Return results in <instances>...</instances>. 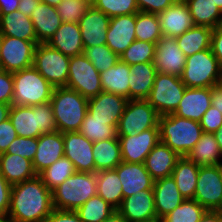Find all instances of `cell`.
Returning a JSON list of instances; mask_svg holds the SVG:
<instances>
[{"label":"cell","mask_w":222,"mask_h":222,"mask_svg":"<svg viewBox=\"0 0 222 222\" xmlns=\"http://www.w3.org/2000/svg\"><path fill=\"white\" fill-rule=\"evenodd\" d=\"M53 209L52 191L38 175L12 185L7 214L12 222H44Z\"/></svg>","instance_id":"obj_1"},{"label":"cell","mask_w":222,"mask_h":222,"mask_svg":"<svg viewBox=\"0 0 222 222\" xmlns=\"http://www.w3.org/2000/svg\"><path fill=\"white\" fill-rule=\"evenodd\" d=\"M50 104L57 131L78 132L87 113L88 99L68 87H54Z\"/></svg>","instance_id":"obj_2"},{"label":"cell","mask_w":222,"mask_h":222,"mask_svg":"<svg viewBox=\"0 0 222 222\" xmlns=\"http://www.w3.org/2000/svg\"><path fill=\"white\" fill-rule=\"evenodd\" d=\"M160 141L180 157L186 156L203 134L199 122L179 117L174 113L159 116Z\"/></svg>","instance_id":"obj_3"},{"label":"cell","mask_w":222,"mask_h":222,"mask_svg":"<svg viewBox=\"0 0 222 222\" xmlns=\"http://www.w3.org/2000/svg\"><path fill=\"white\" fill-rule=\"evenodd\" d=\"M9 119L17 136L38 138L41 134L57 131L50 102L34 106L12 105Z\"/></svg>","instance_id":"obj_4"},{"label":"cell","mask_w":222,"mask_h":222,"mask_svg":"<svg viewBox=\"0 0 222 222\" xmlns=\"http://www.w3.org/2000/svg\"><path fill=\"white\" fill-rule=\"evenodd\" d=\"M97 194L96 173L75 172L52 190L54 209L76 211Z\"/></svg>","instance_id":"obj_5"},{"label":"cell","mask_w":222,"mask_h":222,"mask_svg":"<svg viewBox=\"0 0 222 222\" xmlns=\"http://www.w3.org/2000/svg\"><path fill=\"white\" fill-rule=\"evenodd\" d=\"M12 105L34 106L48 103L54 87L33 67L13 72Z\"/></svg>","instance_id":"obj_6"},{"label":"cell","mask_w":222,"mask_h":222,"mask_svg":"<svg viewBox=\"0 0 222 222\" xmlns=\"http://www.w3.org/2000/svg\"><path fill=\"white\" fill-rule=\"evenodd\" d=\"M181 79L187 88H212L222 83V71L211 48L187 57Z\"/></svg>","instance_id":"obj_7"},{"label":"cell","mask_w":222,"mask_h":222,"mask_svg":"<svg viewBox=\"0 0 222 222\" xmlns=\"http://www.w3.org/2000/svg\"><path fill=\"white\" fill-rule=\"evenodd\" d=\"M186 86L182 79L157 72L153 87L146 99L159 116L172 114L183 98Z\"/></svg>","instance_id":"obj_8"},{"label":"cell","mask_w":222,"mask_h":222,"mask_svg":"<svg viewBox=\"0 0 222 222\" xmlns=\"http://www.w3.org/2000/svg\"><path fill=\"white\" fill-rule=\"evenodd\" d=\"M70 57L47 43H38L35 47L33 67L53 86H66L68 81Z\"/></svg>","instance_id":"obj_9"},{"label":"cell","mask_w":222,"mask_h":222,"mask_svg":"<svg viewBox=\"0 0 222 222\" xmlns=\"http://www.w3.org/2000/svg\"><path fill=\"white\" fill-rule=\"evenodd\" d=\"M158 120V113L146 99L128 100L117 125V136H129L150 128H159Z\"/></svg>","instance_id":"obj_10"},{"label":"cell","mask_w":222,"mask_h":222,"mask_svg":"<svg viewBox=\"0 0 222 222\" xmlns=\"http://www.w3.org/2000/svg\"><path fill=\"white\" fill-rule=\"evenodd\" d=\"M65 87L77 91L87 99L103 91L100 73L83 53L70 57L68 81Z\"/></svg>","instance_id":"obj_11"},{"label":"cell","mask_w":222,"mask_h":222,"mask_svg":"<svg viewBox=\"0 0 222 222\" xmlns=\"http://www.w3.org/2000/svg\"><path fill=\"white\" fill-rule=\"evenodd\" d=\"M38 43L1 35L0 69L13 73L31 67Z\"/></svg>","instance_id":"obj_12"},{"label":"cell","mask_w":222,"mask_h":222,"mask_svg":"<svg viewBox=\"0 0 222 222\" xmlns=\"http://www.w3.org/2000/svg\"><path fill=\"white\" fill-rule=\"evenodd\" d=\"M195 201L206 210L222 208V165L199 166Z\"/></svg>","instance_id":"obj_13"},{"label":"cell","mask_w":222,"mask_h":222,"mask_svg":"<svg viewBox=\"0 0 222 222\" xmlns=\"http://www.w3.org/2000/svg\"><path fill=\"white\" fill-rule=\"evenodd\" d=\"M123 162L144 163L146 156L160 141L159 128H150L139 134L117 136Z\"/></svg>","instance_id":"obj_14"},{"label":"cell","mask_w":222,"mask_h":222,"mask_svg":"<svg viewBox=\"0 0 222 222\" xmlns=\"http://www.w3.org/2000/svg\"><path fill=\"white\" fill-rule=\"evenodd\" d=\"M186 59L175 38L162 36L156 44L153 64L157 72L181 78Z\"/></svg>","instance_id":"obj_15"},{"label":"cell","mask_w":222,"mask_h":222,"mask_svg":"<svg viewBox=\"0 0 222 222\" xmlns=\"http://www.w3.org/2000/svg\"><path fill=\"white\" fill-rule=\"evenodd\" d=\"M64 156L73 164L77 172H95L93 142L79 132L63 133Z\"/></svg>","instance_id":"obj_16"},{"label":"cell","mask_w":222,"mask_h":222,"mask_svg":"<svg viewBox=\"0 0 222 222\" xmlns=\"http://www.w3.org/2000/svg\"><path fill=\"white\" fill-rule=\"evenodd\" d=\"M128 99L113 93L102 91L88 99L87 113L93 119L107 122V125H118Z\"/></svg>","instance_id":"obj_17"},{"label":"cell","mask_w":222,"mask_h":222,"mask_svg":"<svg viewBox=\"0 0 222 222\" xmlns=\"http://www.w3.org/2000/svg\"><path fill=\"white\" fill-rule=\"evenodd\" d=\"M117 211L128 222H151L158 220L153 189L142 190L137 194L123 198Z\"/></svg>","instance_id":"obj_18"},{"label":"cell","mask_w":222,"mask_h":222,"mask_svg":"<svg viewBox=\"0 0 222 222\" xmlns=\"http://www.w3.org/2000/svg\"><path fill=\"white\" fill-rule=\"evenodd\" d=\"M136 14L110 18L106 45L119 57L136 40Z\"/></svg>","instance_id":"obj_19"},{"label":"cell","mask_w":222,"mask_h":222,"mask_svg":"<svg viewBox=\"0 0 222 222\" xmlns=\"http://www.w3.org/2000/svg\"><path fill=\"white\" fill-rule=\"evenodd\" d=\"M109 23V16L90 6L79 21L84 48L106 44Z\"/></svg>","instance_id":"obj_20"},{"label":"cell","mask_w":222,"mask_h":222,"mask_svg":"<svg viewBox=\"0 0 222 222\" xmlns=\"http://www.w3.org/2000/svg\"><path fill=\"white\" fill-rule=\"evenodd\" d=\"M157 15L164 37L176 38L194 26L189 8L184 0H177Z\"/></svg>","instance_id":"obj_21"},{"label":"cell","mask_w":222,"mask_h":222,"mask_svg":"<svg viewBox=\"0 0 222 222\" xmlns=\"http://www.w3.org/2000/svg\"><path fill=\"white\" fill-rule=\"evenodd\" d=\"M115 170L122 185L123 198L137 194L142 190H152L154 180L146 170L144 163L121 162Z\"/></svg>","instance_id":"obj_22"},{"label":"cell","mask_w":222,"mask_h":222,"mask_svg":"<svg viewBox=\"0 0 222 222\" xmlns=\"http://www.w3.org/2000/svg\"><path fill=\"white\" fill-rule=\"evenodd\" d=\"M63 156V133L56 131L53 133L41 134L38 137L37 151L32 161L35 173L38 175L41 171L48 168Z\"/></svg>","instance_id":"obj_23"},{"label":"cell","mask_w":222,"mask_h":222,"mask_svg":"<svg viewBox=\"0 0 222 222\" xmlns=\"http://www.w3.org/2000/svg\"><path fill=\"white\" fill-rule=\"evenodd\" d=\"M153 193L156 215L159 221L185 200L172 176L155 180Z\"/></svg>","instance_id":"obj_24"},{"label":"cell","mask_w":222,"mask_h":222,"mask_svg":"<svg viewBox=\"0 0 222 222\" xmlns=\"http://www.w3.org/2000/svg\"><path fill=\"white\" fill-rule=\"evenodd\" d=\"M211 106V88H187L175 115L199 122Z\"/></svg>","instance_id":"obj_25"},{"label":"cell","mask_w":222,"mask_h":222,"mask_svg":"<svg viewBox=\"0 0 222 222\" xmlns=\"http://www.w3.org/2000/svg\"><path fill=\"white\" fill-rule=\"evenodd\" d=\"M179 158L180 156L174 150L164 142L159 141L146 156L144 165L155 181L172 176L173 169Z\"/></svg>","instance_id":"obj_26"},{"label":"cell","mask_w":222,"mask_h":222,"mask_svg":"<svg viewBox=\"0 0 222 222\" xmlns=\"http://www.w3.org/2000/svg\"><path fill=\"white\" fill-rule=\"evenodd\" d=\"M47 44L68 57L82 54L84 45L79 23L62 22Z\"/></svg>","instance_id":"obj_27"},{"label":"cell","mask_w":222,"mask_h":222,"mask_svg":"<svg viewBox=\"0 0 222 222\" xmlns=\"http://www.w3.org/2000/svg\"><path fill=\"white\" fill-rule=\"evenodd\" d=\"M129 100L147 99L157 74L153 62L130 65Z\"/></svg>","instance_id":"obj_28"},{"label":"cell","mask_w":222,"mask_h":222,"mask_svg":"<svg viewBox=\"0 0 222 222\" xmlns=\"http://www.w3.org/2000/svg\"><path fill=\"white\" fill-rule=\"evenodd\" d=\"M30 19L34 25L36 39L39 43H47L62 24L56 7L42 2L31 13Z\"/></svg>","instance_id":"obj_29"},{"label":"cell","mask_w":222,"mask_h":222,"mask_svg":"<svg viewBox=\"0 0 222 222\" xmlns=\"http://www.w3.org/2000/svg\"><path fill=\"white\" fill-rule=\"evenodd\" d=\"M0 173L12 186L34 178L35 173L32 161L15 154H0Z\"/></svg>","instance_id":"obj_30"},{"label":"cell","mask_w":222,"mask_h":222,"mask_svg":"<svg viewBox=\"0 0 222 222\" xmlns=\"http://www.w3.org/2000/svg\"><path fill=\"white\" fill-rule=\"evenodd\" d=\"M186 157L198 166L222 165V152L213 133L203 132Z\"/></svg>","instance_id":"obj_31"},{"label":"cell","mask_w":222,"mask_h":222,"mask_svg":"<svg viewBox=\"0 0 222 222\" xmlns=\"http://www.w3.org/2000/svg\"><path fill=\"white\" fill-rule=\"evenodd\" d=\"M130 65L119 60L113 67L100 72L101 87L104 92L122 96L129 100Z\"/></svg>","instance_id":"obj_32"},{"label":"cell","mask_w":222,"mask_h":222,"mask_svg":"<svg viewBox=\"0 0 222 222\" xmlns=\"http://www.w3.org/2000/svg\"><path fill=\"white\" fill-rule=\"evenodd\" d=\"M0 34L26 41H37L32 20L19 10L0 15Z\"/></svg>","instance_id":"obj_33"},{"label":"cell","mask_w":222,"mask_h":222,"mask_svg":"<svg viewBox=\"0 0 222 222\" xmlns=\"http://www.w3.org/2000/svg\"><path fill=\"white\" fill-rule=\"evenodd\" d=\"M95 173L115 169L123 160L118 137L93 142Z\"/></svg>","instance_id":"obj_34"},{"label":"cell","mask_w":222,"mask_h":222,"mask_svg":"<svg viewBox=\"0 0 222 222\" xmlns=\"http://www.w3.org/2000/svg\"><path fill=\"white\" fill-rule=\"evenodd\" d=\"M199 166L186 156L180 157L173 169L177 188L185 199H193L197 187Z\"/></svg>","instance_id":"obj_35"},{"label":"cell","mask_w":222,"mask_h":222,"mask_svg":"<svg viewBox=\"0 0 222 222\" xmlns=\"http://www.w3.org/2000/svg\"><path fill=\"white\" fill-rule=\"evenodd\" d=\"M97 194L116 210L123 200L122 185L115 169L96 172Z\"/></svg>","instance_id":"obj_36"},{"label":"cell","mask_w":222,"mask_h":222,"mask_svg":"<svg viewBox=\"0 0 222 222\" xmlns=\"http://www.w3.org/2000/svg\"><path fill=\"white\" fill-rule=\"evenodd\" d=\"M213 28L194 25L175 38L178 47L186 57L205 49H210Z\"/></svg>","instance_id":"obj_37"},{"label":"cell","mask_w":222,"mask_h":222,"mask_svg":"<svg viewBox=\"0 0 222 222\" xmlns=\"http://www.w3.org/2000/svg\"><path fill=\"white\" fill-rule=\"evenodd\" d=\"M194 25L216 28L222 25V12L213 0H184Z\"/></svg>","instance_id":"obj_38"},{"label":"cell","mask_w":222,"mask_h":222,"mask_svg":"<svg viewBox=\"0 0 222 222\" xmlns=\"http://www.w3.org/2000/svg\"><path fill=\"white\" fill-rule=\"evenodd\" d=\"M75 172L74 164L67 157L63 156L41 171L38 176L45 186L52 191Z\"/></svg>","instance_id":"obj_39"},{"label":"cell","mask_w":222,"mask_h":222,"mask_svg":"<svg viewBox=\"0 0 222 222\" xmlns=\"http://www.w3.org/2000/svg\"><path fill=\"white\" fill-rule=\"evenodd\" d=\"M135 32L137 40L157 44L163 36L158 15L143 11L137 12Z\"/></svg>","instance_id":"obj_40"},{"label":"cell","mask_w":222,"mask_h":222,"mask_svg":"<svg viewBox=\"0 0 222 222\" xmlns=\"http://www.w3.org/2000/svg\"><path fill=\"white\" fill-rule=\"evenodd\" d=\"M116 209L98 194L89 198L76 212L83 222H103Z\"/></svg>","instance_id":"obj_41"},{"label":"cell","mask_w":222,"mask_h":222,"mask_svg":"<svg viewBox=\"0 0 222 222\" xmlns=\"http://www.w3.org/2000/svg\"><path fill=\"white\" fill-rule=\"evenodd\" d=\"M78 132L91 142L113 139L117 137V125H107V122L93 119L86 113Z\"/></svg>","instance_id":"obj_42"},{"label":"cell","mask_w":222,"mask_h":222,"mask_svg":"<svg viewBox=\"0 0 222 222\" xmlns=\"http://www.w3.org/2000/svg\"><path fill=\"white\" fill-rule=\"evenodd\" d=\"M207 210L194 199H185L162 222H198Z\"/></svg>","instance_id":"obj_43"},{"label":"cell","mask_w":222,"mask_h":222,"mask_svg":"<svg viewBox=\"0 0 222 222\" xmlns=\"http://www.w3.org/2000/svg\"><path fill=\"white\" fill-rule=\"evenodd\" d=\"M156 52V44L135 40L120 56V60L128 65L153 62Z\"/></svg>","instance_id":"obj_44"},{"label":"cell","mask_w":222,"mask_h":222,"mask_svg":"<svg viewBox=\"0 0 222 222\" xmlns=\"http://www.w3.org/2000/svg\"><path fill=\"white\" fill-rule=\"evenodd\" d=\"M83 54L100 73L113 67L120 57L112 52L106 44L84 48Z\"/></svg>","instance_id":"obj_45"},{"label":"cell","mask_w":222,"mask_h":222,"mask_svg":"<svg viewBox=\"0 0 222 222\" xmlns=\"http://www.w3.org/2000/svg\"><path fill=\"white\" fill-rule=\"evenodd\" d=\"M94 7L110 18L139 12L136 0H96Z\"/></svg>","instance_id":"obj_46"},{"label":"cell","mask_w":222,"mask_h":222,"mask_svg":"<svg viewBox=\"0 0 222 222\" xmlns=\"http://www.w3.org/2000/svg\"><path fill=\"white\" fill-rule=\"evenodd\" d=\"M89 7L81 0H62L56 9L62 22L79 23Z\"/></svg>","instance_id":"obj_47"},{"label":"cell","mask_w":222,"mask_h":222,"mask_svg":"<svg viewBox=\"0 0 222 222\" xmlns=\"http://www.w3.org/2000/svg\"><path fill=\"white\" fill-rule=\"evenodd\" d=\"M38 138L17 136L9 145L5 153L20 155L33 161L37 151Z\"/></svg>","instance_id":"obj_48"},{"label":"cell","mask_w":222,"mask_h":222,"mask_svg":"<svg viewBox=\"0 0 222 222\" xmlns=\"http://www.w3.org/2000/svg\"><path fill=\"white\" fill-rule=\"evenodd\" d=\"M203 132L214 133L222 126V113L212 105L199 121Z\"/></svg>","instance_id":"obj_49"},{"label":"cell","mask_w":222,"mask_h":222,"mask_svg":"<svg viewBox=\"0 0 222 222\" xmlns=\"http://www.w3.org/2000/svg\"><path fill=\"white\" fill-rule=\"evenodd\" d=\"M13 90L12 73L0 69V103L12 105Z\"/></svg>","instance_id":"obj_50"},{"label":"cell","mask_w":222,"mask_h":222,"mask_svg":"<svg viewBox=\"0 0 222 222\" xmlns=\"http://www.w3.org/2000/svg\"><path fill=\"white\" fill-rule=\"evenodd\" d=\"M177 0H136L139 11L158 14Z\"/></svg>","instance_id":"obj_51"},{"label":"cell","mask_w":222,"mask_h":222,"mask_svg":"<svg viewBox=\"0 0 222 222\" xmlns=\"http://www.w3.org/2000/svg\"><path fill=\"white\" fill-rule=\"evenodd\" d=\"M16 137V130L9 118L0 123V154L6 152Z\"/></svg>","instance_id":"obj_52"},{"label":"cell","mask_w":222,"mask_h":222,"mask_svg":"<svg viewBox=\"0 0 222 222\" xmlns=\"http://www.w3.org/2000/svg\"><path fill=\"white\" fill-rule=\"evenodd\" d=\"M44 222H83L76 211L53 209Z\"/></svg>","instance_id":"obj_53"},{"label":"cell","mask_w":222,"mask_h":222,"mask_svg":"<svg viewBox=\"0 0 222 222\" xmlns=\"http://www.w3.org/2000/svg\"><path fill=\"white\" fill-rule=\"evenodd\" d=\"M12 186L0 173V214L7 215L10 207Z\"/></svg>","instance_id":"obj_54"},{"label":"cell","mask_w":222,"mask_h":222,"mask_svg":"<svg viewBox=\"0 0 222 222\" xmlns=\"http://www.w3.org/2000/svg\"><path fill=\"white\" fill-rule=\"evenodd\" d=\"M210 48L222 71V25L213 29Z\"/></svg>","instance_id":"obj_55"},{"label":"cell","mask_w":222,"mask_h":222,"mask_svg":"<svg viewBox=\"0 0 222 222\" xmlns=\"http://www.w3.org/2000/svg\"><path fill=\"white\" fill-rule=\"evenodd\" d=\"M40 2V0H20L18 10L27 17H30Z\"/></svg>","instance_id":"obj_56"},{"label":"cell","mask_w":222,"mask_h":222,"mask_svg":"<svg viewBox=\"0 0 222 222\" xmlns=\"http://www.w3.org/2000/svg\"><path fill=\"white\" fill-rule=\"evenodd\" d=\"M211 105L222 113V83L211 88Z\"/></svg>","instance_id":"obj_57"},{"label":"cell","mask_w":222,"mask_h":222,"mask_svg":"<svg viewBox=\"0 0 222 222\" xmlns=\"http://www.w3.org/2000/svg\"><path fill=\"white\" fill-rule=\"evenodd\" d=\"M20 0H0V15H7L18 10Z\"/></svg>","instance_id":"obj_58"},{"label":"cell","mask_w":222,"mask_h":222,"mask_svg":"<svg viewBox=\"0 0 222 222\" xmlns=\"http://www.w3.org/2000/svg\"><path fill=\"white\" fill-rule=\"evenodd\" d=\"M198 222H222V212L207 210Z\"/></svg>","instance_id":"obj_59"},{"label":"cell","mask_w":222,"mask_h":222,"mask_svg":"<svg viewBox=\"0 0 222 222\" xmlns=\"http://www.w3.org/2000/svg\"><path fill=\"white\" fill-rule=\"evenodd\" d=\"M12 105L0 103V123L9 118V112Z\"/></svg>","instance_id":"obj_60"},{"label":"cell","mask_w":222,"mask_h":222,"mask_svg":"<svg viewBox=\"0 0 222 222\" xmlns=\"http://www.w3.org/2000/svg\"><path fill=\"white\" fill-rule=\"evenodd\" d=\"M103 222H128V221L116 210Z\"/></svg>","instance_id":"obj_61"},{"label":"cell","mask_w":222,"mask_h":222,"mask_svg":"<svg viewBox=\"0 0 222 222\" xmlns=\"http://www.w3.org/2000/svg\"><path fill=\"white\" fill-rule=\"evenodd\" d=\"M214 136H215V139L219 145V148L222 152V126L216 131L213 133Z\"/></svg>","instance_id":"obj_62"},{"label":"cell","mask_w":222,"mask_h":222,"mask_svg":"<svg viewBox=\"0 0 222 222\" xmlns=\"http://www.w3.org/2000/svg\"><path fill=\"white\" fill-rule=\"evenodd\" d=\"M40 1L47 5L57 7L62 0H40Z\"/></svg>","instance_id":"obj_63"},{"label":"cell","mask_w":222,"mask_h":222,"mask_svg":"<svg viewBox=\"0 0 222 222\" xmlns=\"http://www.w3.org/2000/svg\"><path fill=\"white\" fill-rule=\"evenodd\" d=\"M0 222H12L8 215L0 214Z\"/></svg>","instance_id":"obj_64"},{"label":"cell","mask_w":222,"mask_h":222,"mask_svg":"<svg viewBox=\"0 0 222 222\" xmlns=\"http://www.w3.org/2000/svg\"><path fill=\"white\" fill-rule=\"evenodd\" d=\"M219 10L222 12V0H213Z\"/></svg>","instance_id":"obj_65"},{"label":"cell","mask_w":222,"mask_h":222,"mask_svg":"<svg viewBox=\"0 0 222 222\" xmlns=\"http://www.w3.org/2000/svg\"><path fill=\"white\" fill-rule=\"evenodd\" d=\"M81 1L85 2L89 6H94L96 2V0H81Z\"/></svg>","instance_id":"obj_66"}]
</instances>
